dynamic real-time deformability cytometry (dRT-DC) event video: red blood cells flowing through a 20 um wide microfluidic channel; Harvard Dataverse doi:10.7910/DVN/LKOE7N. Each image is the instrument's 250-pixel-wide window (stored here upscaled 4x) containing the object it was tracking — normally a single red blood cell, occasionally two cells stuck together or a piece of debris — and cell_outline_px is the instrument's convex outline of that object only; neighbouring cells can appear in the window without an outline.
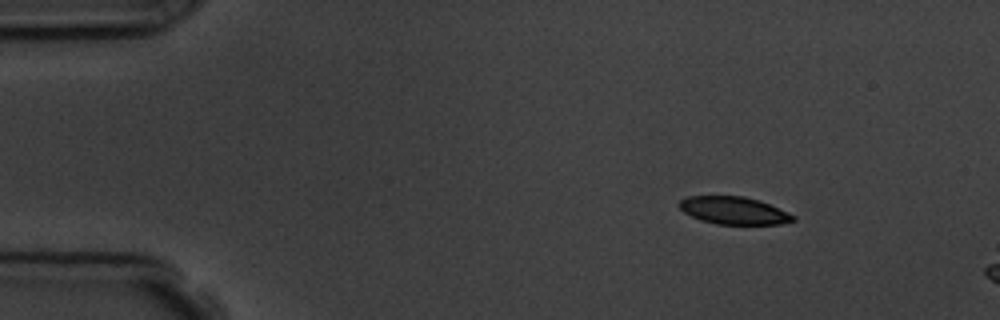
{"species": "common noctule bat (a hibernating species)", "species_latin": "Nyctalus noctula", "temperature_condition": "room temperature", "stored_images_in_passage": 4, "camera_frame_rate_fps": 3000, "um_per_image_px": 0.085, "animal": {"sex": "male", "body_mass_g": 19.5, "forearm_length_mm": 54.6}, "frame": {"image": 1, "passage_image": 2, "time_ms": 1.333, "image_size_px": [1000, 320], "cell_outline_px": [[796, 220], [780, 224], [716, 224], [700, 220], [684, 212], [676, 204], [680, 200], [688, 196], [744, 196], [768, 204], [788, 212], [796, 216]], "centroid_in_image_um": [62.35, 17.9], "position_along_channel_um": 22.7, "area_um2": 18.21}}